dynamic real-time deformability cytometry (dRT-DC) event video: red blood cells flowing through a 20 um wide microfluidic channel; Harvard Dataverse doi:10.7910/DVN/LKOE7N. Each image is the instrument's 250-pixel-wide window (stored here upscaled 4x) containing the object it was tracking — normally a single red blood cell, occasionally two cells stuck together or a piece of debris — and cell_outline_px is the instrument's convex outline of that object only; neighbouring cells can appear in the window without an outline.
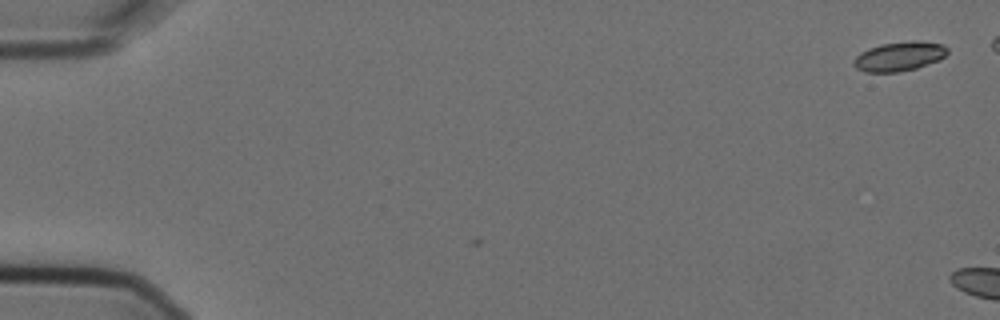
{"species": "Egyptian fruit bat (a non-hibernating species)", "species_latin": "Rousettus aegyptiacus", "temperature_condition": "cold", "stored_images_in_passage": 2, "camera_frame_rate_fps": 3000, "um_per_image_px": 0.085, "animal": {"sex": "female"}, "frame": {"image": 1, "passage_image": 2, "time_ms": 0.333, "image_size_px": [1000, 320], "cell_outline_px": [[948, 52], [940, 60], [916, 68], [896, 72], [864, 72], [856, 68], [852, 64], [852, 60], [860, 52], [868, 48], [880, 44], [912, 40], [916, 40], [944, 44], [948, 48]], "centroid_in_image_um": [76.42, 4.78], "position_along_channel_um": 8.6, "area_um2": 16.24}}